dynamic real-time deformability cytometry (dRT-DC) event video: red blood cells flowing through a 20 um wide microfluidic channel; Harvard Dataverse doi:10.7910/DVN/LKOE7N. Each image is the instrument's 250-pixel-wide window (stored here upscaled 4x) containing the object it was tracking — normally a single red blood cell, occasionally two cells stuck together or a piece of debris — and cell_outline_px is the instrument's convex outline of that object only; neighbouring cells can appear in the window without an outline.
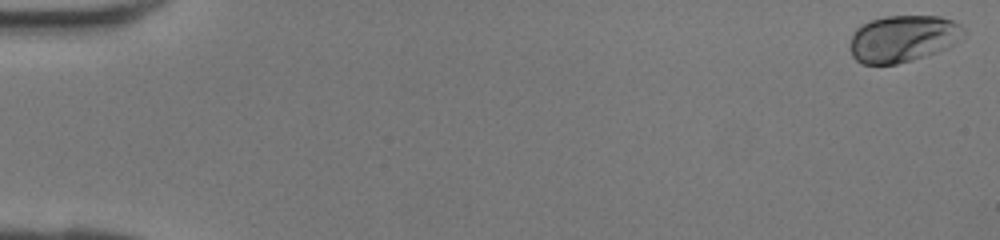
{"species": "human", "species_latin": "Homo sapiens", "temperature_condition": "room temperature", "stored_images_in_passage": 42, "camera_frame_rate_fps": 3000, "um_per_image_px": 0.085, "donor": {"sex": "female"}, "frame": {"image": 1, "passage_image": 1, "time_ms": 0.0, "image_size_px": [1000, 240], "cell_outline_px": [[968, 32], [964, 36], [948, 48], [912, 60], [896, 64], [864, 64], [856, 60], [852, 56], [852, 36], [856, 28], [872, 20], [884, 16], [940, 16], [952, 20], [960, 24]], "centroid_in_image_um": [76.81, 3.27], "position_along_channel_um": 8.2, "area_um2": 30.92}}
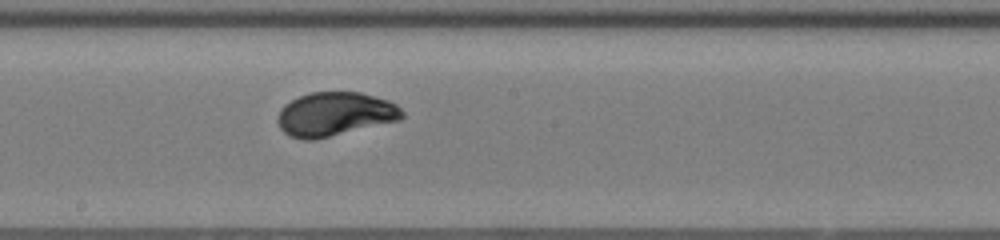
{"frame": {"image": 2, "passage_image": 24, "time_ms": 7.667, "image_size_px": [1000, 240], "cell_outline_px": [[404, 116], [400, 120], [312, 140], [304, 140], [288, 136], [280, 128], [276, 120], [280, 108], [284, 104], [308, 92], [360, 92], [388, 100], [396, 104], [404, 112]], "centroid_in_image_um": [28.44, 9.7], "position_along_channel_um": 219.8, "area_um2": 31.85}}
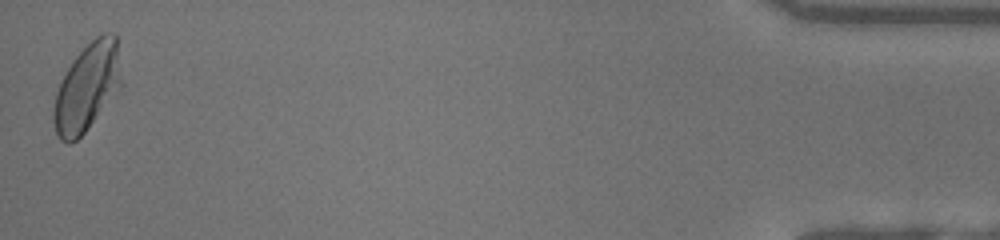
{"frame": {"image": 3, "passage_image": 42, "time_ms": 13.667, "image_size_px": [1000, 240], "cell_outline_px": [[124, 84], [84, 132], [76, 140], [68, 144], [60, 140], [56, 132], [52, 120], [52, 112], [56, 92], [72, 60], [96, 36], [104, 32], [112, 32], [116, 36]], "centroid_in_image_um": [7.43, 7.41], "position_along_channel_um": 427.8, "area_um2": 34.74}}